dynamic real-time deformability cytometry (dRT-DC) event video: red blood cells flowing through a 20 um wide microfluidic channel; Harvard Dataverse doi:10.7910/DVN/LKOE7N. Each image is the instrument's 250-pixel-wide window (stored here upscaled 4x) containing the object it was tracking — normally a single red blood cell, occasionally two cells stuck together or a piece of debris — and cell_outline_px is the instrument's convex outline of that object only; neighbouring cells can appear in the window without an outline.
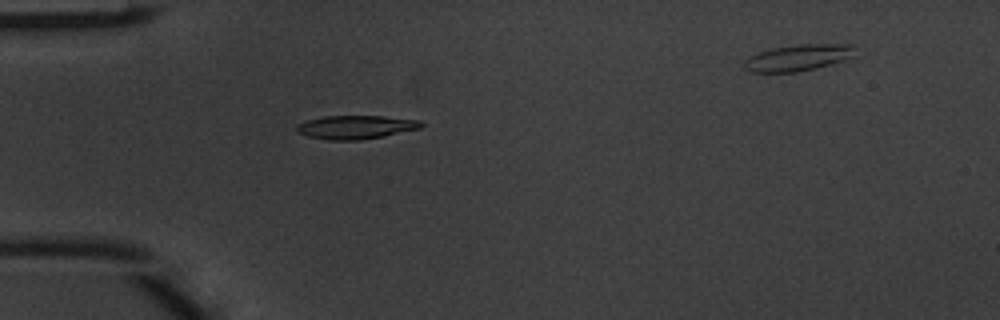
{"species": "common noctule bat (a hibernating species)", "species_latin": "Nyctalus noctula", "temperature_condition": "warm", "stored_images_in_passage": 2, "segment_of_instrument_passage": [1, 2], "camera_frame_rate_fps": 3000, "um_per_image_px": 0.085, "animal": {"sex": "male", "body_mass_g": 20.1, "forearm_length_mm": 53.5}, "frame": {"image": 1, "passage_image": 1, "time_ms": 0.0, "image_size_px": [1000, 320], "cell_outline_px": [[424, 124], [420, 128], [360, 140], [328, 140], [308, 136], [296, 132], [296, 124], [308, 120], [324, 116], [384, 116], [420, 120]], "centroid_in_image_um": [30.2, 10.8], "position_along_channel_um": 54.8, "area_um2": 16.94}}